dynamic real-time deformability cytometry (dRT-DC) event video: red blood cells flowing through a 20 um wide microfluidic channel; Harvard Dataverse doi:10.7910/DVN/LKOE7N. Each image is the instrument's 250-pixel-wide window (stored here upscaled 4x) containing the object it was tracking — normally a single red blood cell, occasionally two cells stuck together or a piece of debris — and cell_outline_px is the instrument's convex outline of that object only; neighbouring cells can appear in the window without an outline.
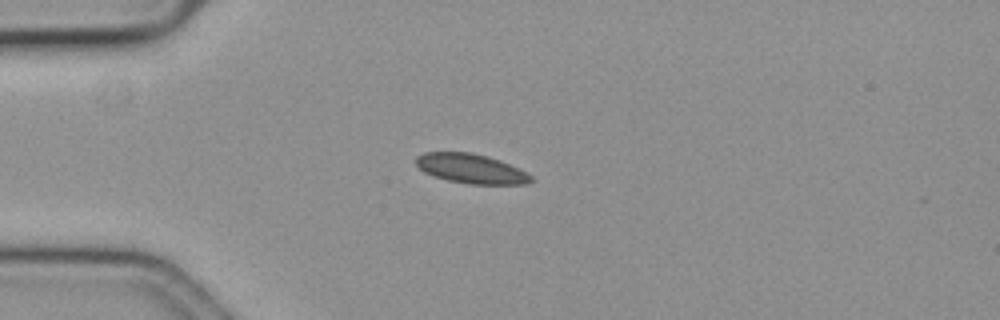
{"species": "common noctule bat (a hibernating species)", "species_latin": "Nyctalus noctula", "temperature_condition": "cold", "stored_images_in_passage": 3, "camera_frame_rate_fps": 3000, "um_per_image_px": 0.085, "animal": {"sex": "female", "body_mass_g": 19.3, "forearm_length_mm": 54.1}, "frame": {"image": 1, "passage_image": 1, "time_ms": 0.0, "image_size_px": [1000, 320], "cell_outline_px": [[536, 180], [528, 184], [468, 184], [448, 180], [424, 172], [416, 164], [416, 156], [424, 152], [472, 152], [500, 160], [528, 172]], "centroid_in_image_um": [40.09, 14.33], "position_along_channel_um": 44.9, "area_um2": 19.88}}